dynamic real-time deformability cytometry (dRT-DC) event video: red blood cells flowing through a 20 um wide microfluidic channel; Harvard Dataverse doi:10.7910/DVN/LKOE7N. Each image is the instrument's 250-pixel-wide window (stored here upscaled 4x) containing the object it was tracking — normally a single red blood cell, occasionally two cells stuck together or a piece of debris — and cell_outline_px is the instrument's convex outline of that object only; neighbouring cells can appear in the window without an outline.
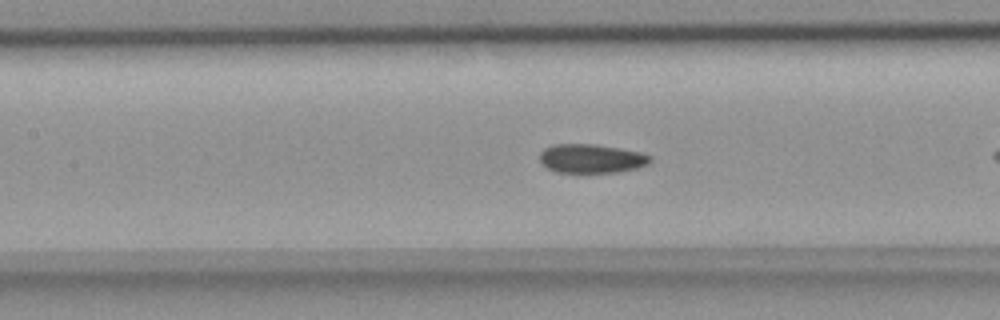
{"species": "common noctule bat (a hibernating species)", "species_latin": "Nyctalus noctula", "temperature_condition": "room temperature", "stored_images_in_passage": 13, "camera_frame_rate_fps": 3000, "um_per_image_px": 0.085, "animal": {"sex": "female", "body_mass_g": 18.4}, "frame": {"image": 1, "passage_image": 11, "time_ms": 3.333, "image_size_px": [1000, 320], "cell_outline_px": [[652, 160], [648, 164], [636, 168], [620, 172], [556, 172], [548, 168], [540, 160], [540, 152], [544, 148], [552, 144], [596, 144], [620, 148], [640, 152], [652, 156]], "centroid_in_image_um": [50.28, 13.47], "position_along_channel_um": 157.1, "area_um2": 18.67}}